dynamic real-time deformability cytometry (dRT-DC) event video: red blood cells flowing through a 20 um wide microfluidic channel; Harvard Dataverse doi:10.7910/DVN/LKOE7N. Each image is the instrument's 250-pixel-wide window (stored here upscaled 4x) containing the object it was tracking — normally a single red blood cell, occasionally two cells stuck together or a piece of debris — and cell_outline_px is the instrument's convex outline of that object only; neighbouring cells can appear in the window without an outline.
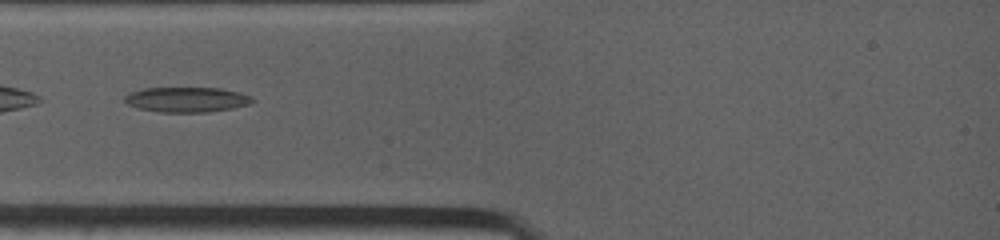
{"species": "common noctule bat (a hibernating species)", "species_latin": "Nyctalus noctula", "temperature_condition": "warm", "stored_images_in_passage": 15, "camera_frame_rate_fps": 4500, "um_per_image_px": 0.085, "animal": {"sex": "female", "body_mass_g": 19.0, "forearm_length_mm": 53.3}, "frame": {"image": 1, "passage_image": 3, "time_ms": 0.667, "image_size_px": [1000, 240], "cell_outline_px": [[256, 100], [248, 104], [232, 108], [208, 112], [160, 112], [140, 108], [128, 104], [124, 100], [124, 96], [132, 92], [144, 88], [220, 88], [240, 92], [252, 96]], "centroid_in_image_um": [15.91, 8.46], "position_along_channel_um": 69.1, "area_um2": 18.55}}